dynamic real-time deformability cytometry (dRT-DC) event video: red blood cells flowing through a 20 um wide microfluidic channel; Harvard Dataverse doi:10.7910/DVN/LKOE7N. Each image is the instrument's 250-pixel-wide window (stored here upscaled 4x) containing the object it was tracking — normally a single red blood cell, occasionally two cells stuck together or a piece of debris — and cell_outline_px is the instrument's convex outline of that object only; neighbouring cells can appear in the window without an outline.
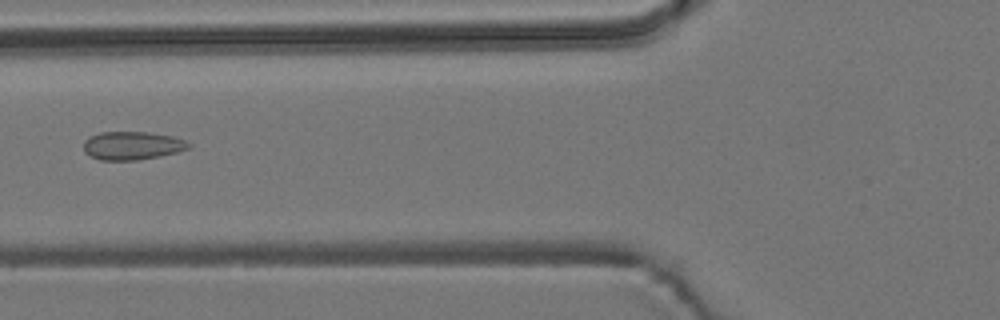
{"species": "common noctule bat (a hibernating species)", "species_latin": "Nyctalus noctula", "temperature_condition": "room temperature", "stored_images_in_passage": 6, "camera_frame_rate_fps": 3000, "um_per_image_px": 0.085, "animal": {"sex": "male", "body_mass_g": 19.2, "forearm_length_mm": 51.8}, "frame": {"image": 1, "passage_image": 6, "time_ms": 6.667, "image_size_px": [1000, 320], "cell_outline_px": [[192, 144], [188, 148], [176, 152], [160, 156], [136, 160], [100, 160], [84, 152], [84, 140], [88, 136], [100, 132], [148, 132], [172, 136], [184, 140]], "centroid_in_image_um": [11.21, 12.37], "position_along_channel_um": 114.6, "area_um2": 17.28}}